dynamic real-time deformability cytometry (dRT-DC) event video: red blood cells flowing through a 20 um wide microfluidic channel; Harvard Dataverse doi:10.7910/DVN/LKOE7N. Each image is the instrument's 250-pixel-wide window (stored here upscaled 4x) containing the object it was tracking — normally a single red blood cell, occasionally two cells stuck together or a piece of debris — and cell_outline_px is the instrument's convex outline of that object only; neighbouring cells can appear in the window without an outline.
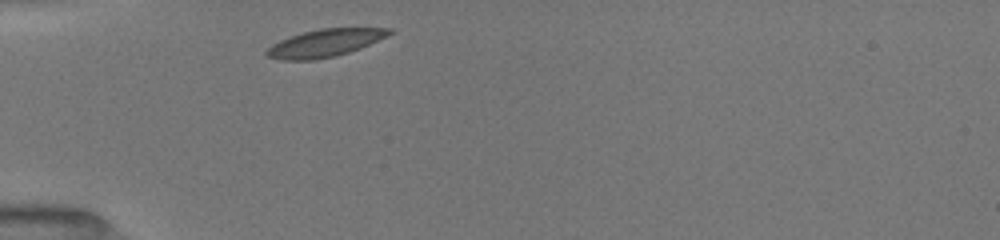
{"species": "common noctule bat (a hibernating species)", "species_latin": "Nyctalus noctula", "temperature_condition": "room temperature", "stored_images_in_passage": 31, "camera_frame_rate_fps": 3000, "um_per_image_px": 0.085, "animal": {"sex": "female", "body_mass_g": 19.5, "forearm_length_mm": 54.1}, "frame": {"image": 1, "passage_image": 1, "time_ms": 0.0, "image_size_px": [1000, 240], "cell_outline_px": [[392, 32], [388, 36], [360, 48], [348, 52], [332, 56], [312, 60], [280, 60], [268, 56], [264, 52], [272, 44], [280, 40], [304, 32], [320, 28], [392, 28]], "centroid_in_image_um": [27.61, 3.65], "position_along_channel_um": 57.4, "area_um2": 19.42}}
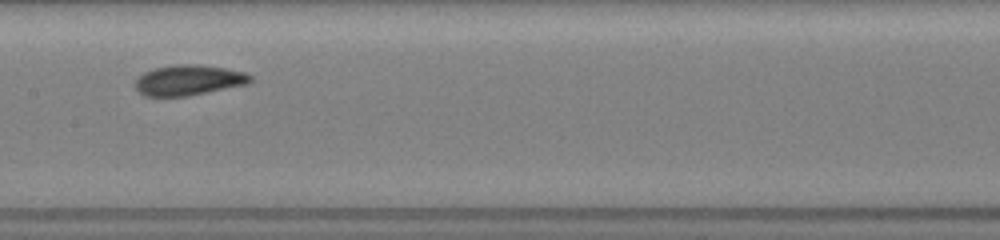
{"frame": {"image": 2, "passage_image": 12, "time_ms": 3.667, "image_size_px": [1000, 240], "cell_outline_px": [[252, 80], [248, 84], [188, 96], [144, 96], [136, 88], [136, 80], [144, 72], [156, 68], [172, 64], [196, 64], [224, 68], [244, 72], [252, 76]], "centroid_in_image_um": [16.05, 6.81], "position_along_channel_um": 191.4, "area_um2": 20.29}}
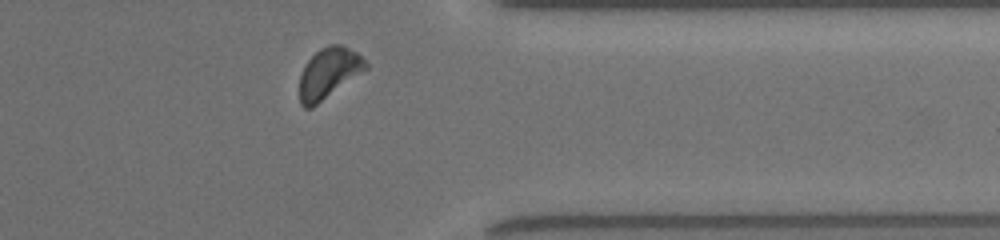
{"frame": {"image": 3, "passage_image": 27, "time_ms": 8.667, "image_size_px": [1000, 240], "cell_outline_px": [[368, 68], [312, 108], [304, 108], [300, 104], [300, 76], [308, 60], [320, 48], [328, 44], [340, 44], [356, 52], [368, 64]], "centroid_in_image_um": [27.94, 6.21], "position_along_channel_um": 383.5, "area_um2": 19.25}, "authors_computed_cell_mechanics": {"area_um2": 19.7098, "velocity_mm_per_s": 3.9621, "shape_relaxation_time_tau1_ms": 1.6915, "shape_relaxation_time_tau2_ms": 1.7514, "deformation_change_tau1": 0.094, "deformation_change_tau2": 0.0639}}